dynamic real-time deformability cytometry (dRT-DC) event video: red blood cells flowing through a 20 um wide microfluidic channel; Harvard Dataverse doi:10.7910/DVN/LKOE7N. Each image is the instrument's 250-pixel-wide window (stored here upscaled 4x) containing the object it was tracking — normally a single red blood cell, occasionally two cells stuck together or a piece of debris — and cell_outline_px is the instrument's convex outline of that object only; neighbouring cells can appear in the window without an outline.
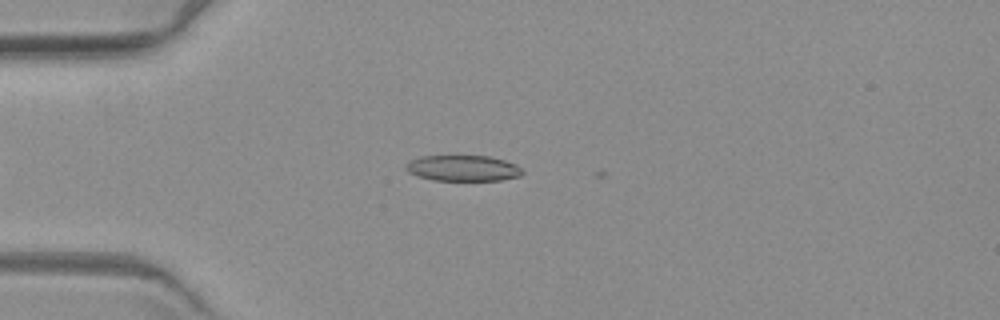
{"species": "common noctule bat (a hibernating species)", "species_latin": "Nyctalus noctula", "temperature_condition": "warm", "stored_images_in_passage": 6, "camera_frame_rate_fps": 3000, "um_per_image_px": 0.085, "animal": {"sex": "female", "body_mass_g": 19.3, "forearm_length_mm": 54.1}, "frame": {"image": 1, "passage_image": 1, "time_ms": 0.0, "image_size_px": [1000, 320], "cell_outline_px": [[524, 172], [520, 176], [500, 180], [432, 180], [416, 176], [408, 172], [404, 168], [404, 164], [408, 160], [420, 156], [488, 156], [504, 160], [516, 164]], "centroid_in_image_um": [39.29, 14.29], "position_along_channel_um": 45.7, "area_um2": 17.69}}
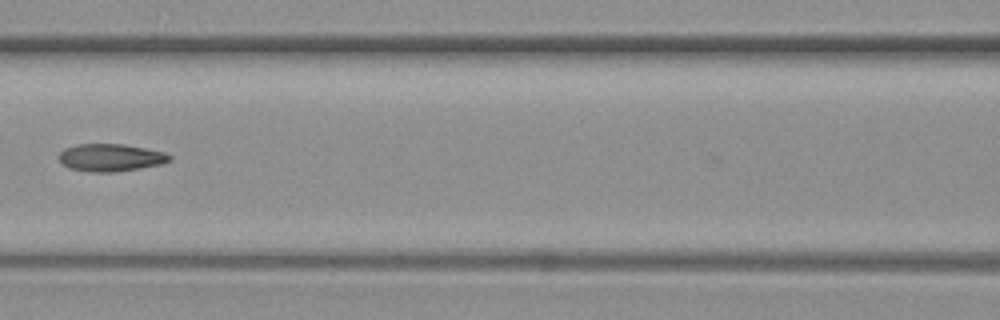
{"frame": {"image": 2, "passage_image": 4, "time_ms": 3.667, "image_size_px": [1000, 320], "cell_outline_px": [[172, 160], [164, 164], [116, 172], [88, 172], [68, 168], [56, 156], [64, 148], [76, 144], [124, 144], [164, 152], [172, 156]], "centroid_in_image_um": [9.4, 13.4], "position_along_channel_um": 157.2, "area_um2": 17.98}}
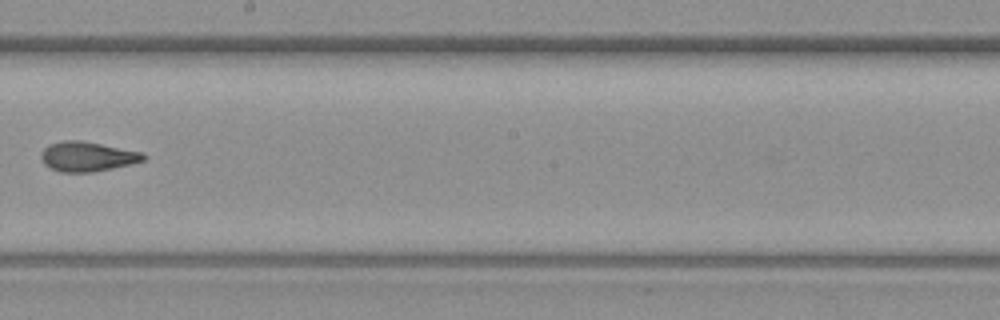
{"frame": {"image": 3, "passage_image": 6, "time_ms": 6.0, "image_size_px": [1000, 320], "cell_outline_px": [[148, 156], [144, 160], [132, 164], [92, 172], [60, 172], [44, 164], [40, 160], [40, 152], [48, 144], [64, 140], [80, 140], [140, 152]], "centroid_in_image_um": [7.38, 13.31], "position_along_channel_um": 240.8, "area_um2": 17.69}}